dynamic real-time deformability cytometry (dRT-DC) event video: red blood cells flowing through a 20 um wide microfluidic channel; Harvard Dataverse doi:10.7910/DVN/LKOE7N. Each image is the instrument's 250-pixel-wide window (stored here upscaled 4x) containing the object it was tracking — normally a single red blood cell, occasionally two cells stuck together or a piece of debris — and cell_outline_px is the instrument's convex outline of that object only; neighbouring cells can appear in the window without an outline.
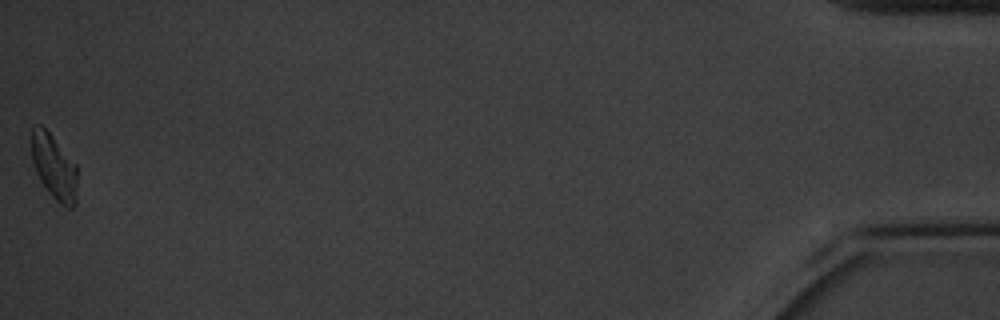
{"species": "common noctule bat (a hibernating species)", "species_latin": "Nyctalus noctula", "temperature_condition": "cold", "stored_images_in_passage": 60, "camera_frame_rate_fps": 3000, "um_per_image_px": 0.085, "animal": {"sex": "male", "body_mass_g": 20.1, "forearm_length_mm": 53.5}, "frame": {"image": 1, "passage_image": 60, "time_ms": 19.667, "image_size_px": [1000, 320], "cell_outline_px": [[76, 204], [72, 208], [64, 208], [48, 192], [40, 180], [36, 172], [32, 160], [28, 140], [32, 128], [36, 124], [40, 124], [52, 136], [76, 164]], "centroid_in_image_um": [4.54, 14.17], "position_along_channel_um": 430.7, "area_um2": 17.69}, "authors_computed_cell_mechanics": {"area_um2": 18.496, "velocity_mm_per_s": 3.2719, "shape_relaxation_time_tau1_ms": 1.8923, "shape_relaxation_time_tau2_ms": 7.9493, "deformation_change_tau1": 0.1375, "deformation_change_tau2": 0.1348}}